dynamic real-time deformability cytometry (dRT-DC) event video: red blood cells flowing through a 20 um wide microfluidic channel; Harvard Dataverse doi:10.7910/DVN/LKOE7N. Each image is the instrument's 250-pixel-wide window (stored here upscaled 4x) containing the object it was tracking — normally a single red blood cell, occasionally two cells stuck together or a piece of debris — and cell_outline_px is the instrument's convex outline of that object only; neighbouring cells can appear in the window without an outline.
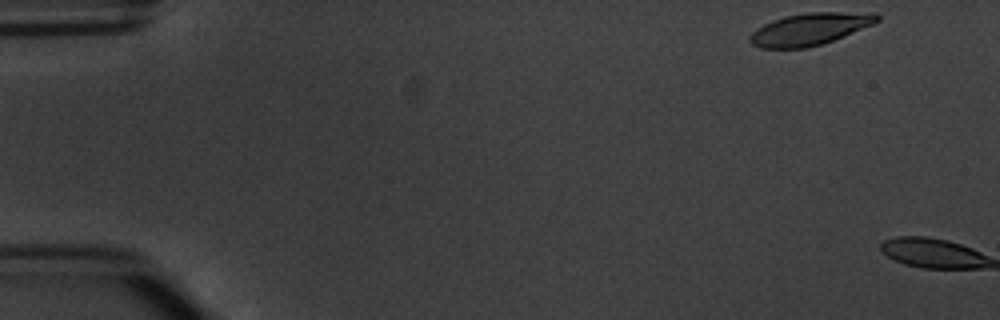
{"species": "common noctule bat (a hibernating species)", "species_latin": "Nyctalus noctula", "temperature_condition": "warm", "stored_images_in_passage": 2, "camera_frame_rate_fps": 3000, "um_per_image_px": 0.085, "animal": {"sex": "male", "body_mass_g": 20.1, "forearm_length_mm": 53.5}, "frame": {"image": 1, "passage_image": 1, "time_ms": 0.0, "image_size_px": [1000, 320], "cell_outline_px": [[880, 20], [872, 24], [844, 36], [820, 44], [804, 48], [760, 48], [752, 44], [748, 40], [752, 32], [756, 28], [772, 20], [784, 16], [808, 12], [876, 12], [880, 16]], "centroid_in_image_um": [68.83, 2.45], "position_along_channel_um": 16.2, "area_um2": 23.76}}